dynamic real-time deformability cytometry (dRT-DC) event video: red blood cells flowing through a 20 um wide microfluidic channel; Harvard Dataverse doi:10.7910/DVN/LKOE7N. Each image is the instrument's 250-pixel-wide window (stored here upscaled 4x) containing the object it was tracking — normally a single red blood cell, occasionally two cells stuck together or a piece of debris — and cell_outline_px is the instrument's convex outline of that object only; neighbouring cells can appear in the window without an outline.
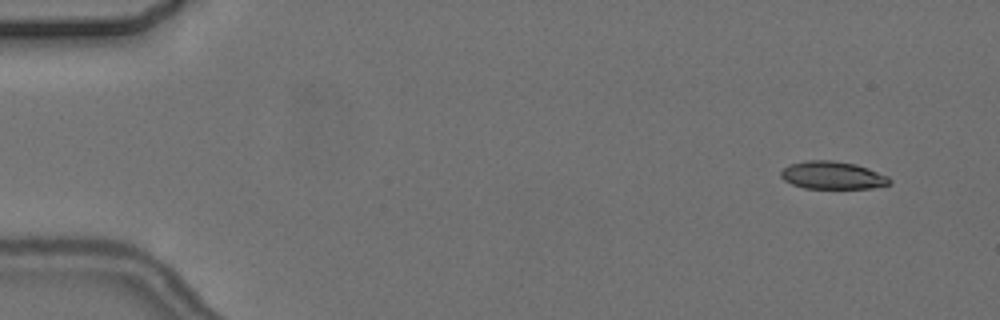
{"species": "common noctule bat (a hibernating species)", "species_latin": "Nyctalus noctula", "temperature_condition": "cold", "stored_images_in_passage": 6, "camera_frame_rate_fps": 3000, "um_per_image_px": 0.085, "animal": {"sex": "female", "body_mass_g": 24.6, "forearm_length_mm": 56.2}, "frame": {"image": 1, "passage_image": 1, "time_ms": 0.0, "image_size_px": [1000, 320], "cell_outline_px": [[892, 184], [872, 188], [804, 188], [792, 184], [784, 180], [780, 176], [780, 172], [788, 164], [808, 160], [832, 160], [856, 164], [868, 168], [888, 176], [892, 180]], "centroid_in_image_um": [70.77, 14.9], "position_along_channel_um": 14.2, "area_um2": 17.69}}
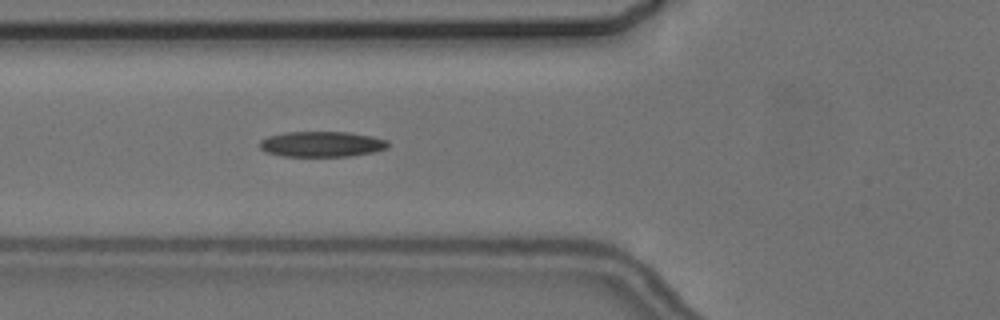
{"frame": {"image": 2, "passage_image": 6, "time_ms": 5.667, "image_size_px": [1000, 320], "cell_outline_px": [[388, 148], [372, 152], [348, 156], [284, 156], [264, 152], [260, 148], [260, 140], [268, 136], [288, 132], [348, 132], [372, 136], [388, 140]], "centroid_in_image_um": [27.34, 12.25], "position_along_channel_um": 98.5, "area_um2": 19.02}}